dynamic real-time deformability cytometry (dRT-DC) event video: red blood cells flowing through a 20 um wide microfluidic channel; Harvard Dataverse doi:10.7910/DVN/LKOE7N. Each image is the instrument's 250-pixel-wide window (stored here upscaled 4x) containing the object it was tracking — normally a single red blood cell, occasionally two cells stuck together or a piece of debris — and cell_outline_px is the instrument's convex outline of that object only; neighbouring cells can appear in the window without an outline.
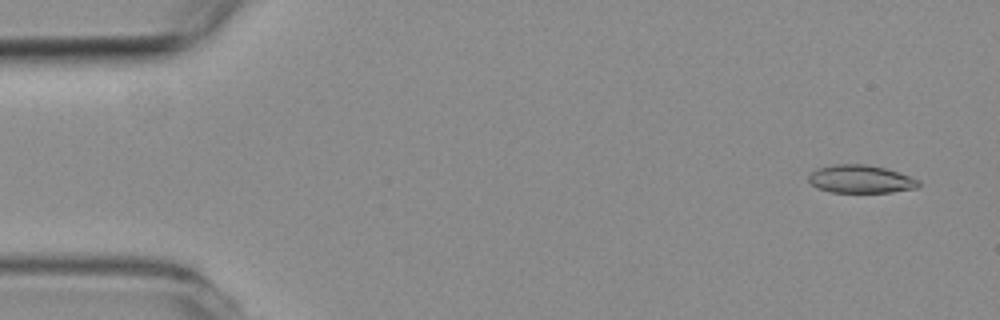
{"species": "common noctule bat (a hibernating species)", "species_latin": "Nyctalus noctula", "temperature_condition": "room temperature", "stored_images_in_passage": 8, "camera_frame_rate_fps": 3000, "um_per_image_px": 0.085, "animal": {"sex": "female", "body_mass_g": 19.3, "forearm_length_mm": 54.1}, "frame": {"image": 1, "passage_image": 1, "time_ms": 0.0, "image_size_px": [1000, 320], "cell_outline_px": [[920, 184], [916, 188], [892, 192], [832, 192], [816, 188], [808, 180], [808, 176], [816, 168], [832, 164], [868, 164], [884, 168], [908, 176], [916, 180]], "centroid_in_image_um": [73.09, 15.22], "position_along_channel_um": 11.9, "area_um2": 17.8}}
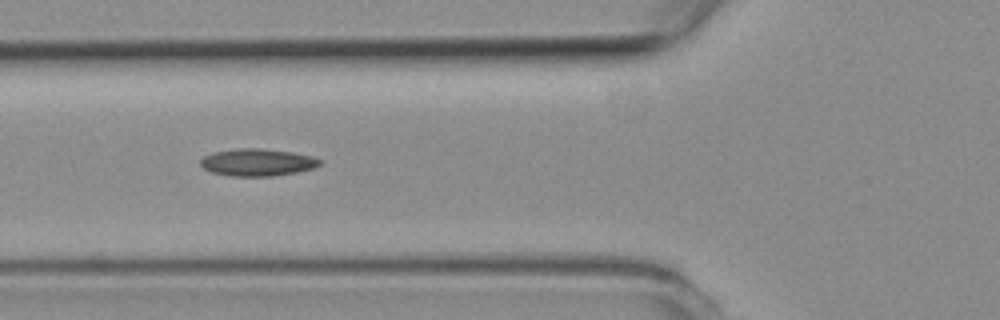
{"frame": {"image": 2, "passage_image": 6, "time_ms": 5.667, "image_size_px": [1000, 320], "cell_outline_px": [[320, 164], [312, 168], [296, 172], [272, 176], [232, 176], [212, 172], [204, 168], [200, 164], [200, 160], [204, 156], [212, 152], [236, 148], [260, 148], [292, 152], [312, 156], [320, 160]], "centroid_in_image_um": [21.84, 13.79], "position_along_channel_um": 104.0, "area_um2": 18.84}}
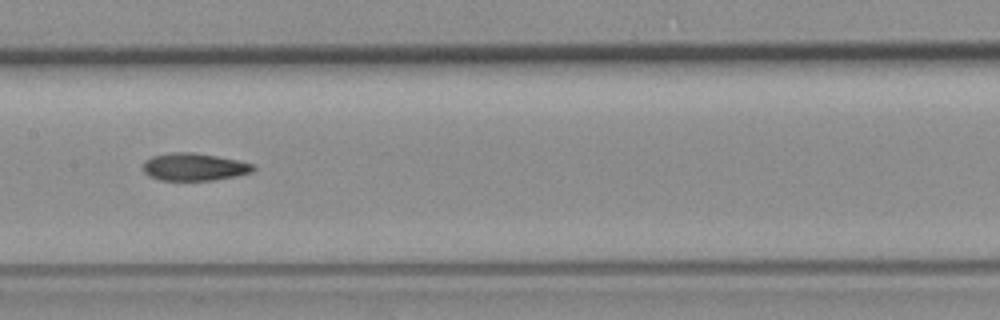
{"frame": {"image": 3, "passage_image": 8, "time_ms": 8.0, "image_size_px": [1000, 320], "cell_outline_px": [[256, 168], [252, 172], [236, 176], [216, 180], [160, 180], [148, 176], [144, 172], [144, 160], [152, 156], [172, 152], [192, 152], [216, 156], [256, 164]], "centroid_in_image_um": [16.52, 14.19], "position_along_channel_um": 190.9, "area_um2": 17.74}}